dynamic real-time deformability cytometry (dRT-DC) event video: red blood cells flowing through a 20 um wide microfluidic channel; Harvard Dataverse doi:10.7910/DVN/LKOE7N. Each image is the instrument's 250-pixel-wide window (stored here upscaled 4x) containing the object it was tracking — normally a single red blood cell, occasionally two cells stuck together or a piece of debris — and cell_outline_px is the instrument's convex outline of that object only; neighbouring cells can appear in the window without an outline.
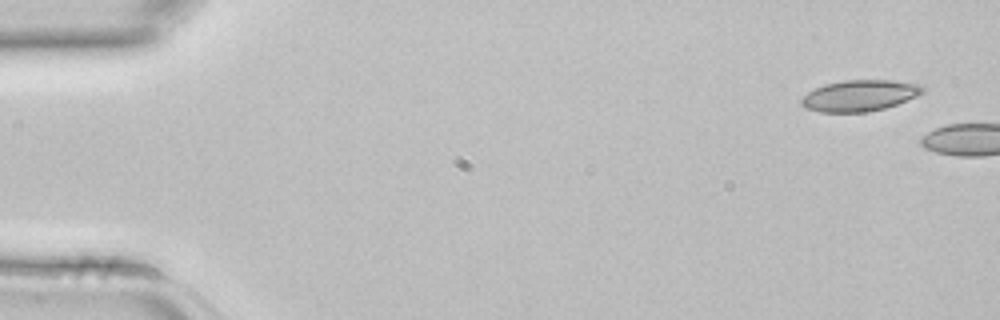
{"species": "common noctule bat (a hibernating species)", "species_latin": "Nyctalus noctula", "temperature_condition": "room temperature", "stored_images_in_passage": 2, "camera_frame_rate_fps": 3000, "um_per_image_px": 0.085, "animal": {"sex": "female", "body_mass_g": 22.7, "forearm_length_mm": 54.2}, "frame": {"image": 1, "passage_image": 1, "time_ms": 0.0, "image_size_px": [1000, 320], "cell_outline_px": [[924, 92], [916, 96], [896, 104], [884, 108], [868, 112], [820, 112], [808, 108], [800, 104], [800, 100], [808, 92], [824, 84], [844, 80], [892, 80], [920, 84], [924, 88]], "centroid_in_image_um": [73.07, 8.12], "position_along_channel_um": 11.9, "area_um2": 21.91}}